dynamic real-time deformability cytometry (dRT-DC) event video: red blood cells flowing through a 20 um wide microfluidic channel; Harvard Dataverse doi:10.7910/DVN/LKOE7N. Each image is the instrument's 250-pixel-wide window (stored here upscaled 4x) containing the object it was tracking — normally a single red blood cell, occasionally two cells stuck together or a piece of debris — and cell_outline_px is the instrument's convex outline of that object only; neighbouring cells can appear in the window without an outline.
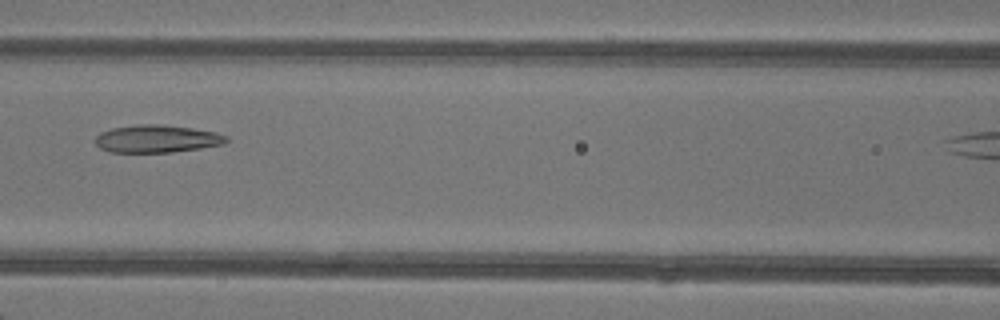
{"species": "common noctule bat (a hibernating species)", "species_latin": "Nyctalus noctula", "temperature_condition": "warm", "stored_images_in_passage": 5, "segment_of_instrument_passage": [1, 2], "camera_frame_rate_fps": 3000, "um_per_image_px": 0.085, "animal": {"sex": "female"}, "frame": {"image": 1, "passage_image": 4, "time_ms": 3.333, "image_size_px": [1000, 320], "cell_outline_px": [[228, 140], [224, 144], [200, 148], [172, 152], [108, 152], [100, 148], [92, 140], [100, 132], [112, 128], [136, 124], [156, 124], [192, 128], [216, 132], [228, 136]], "centroid_in_image_um": [13.3, 11.79], "position_along_channel_um": 153.3, "area_um2": 21.21}}